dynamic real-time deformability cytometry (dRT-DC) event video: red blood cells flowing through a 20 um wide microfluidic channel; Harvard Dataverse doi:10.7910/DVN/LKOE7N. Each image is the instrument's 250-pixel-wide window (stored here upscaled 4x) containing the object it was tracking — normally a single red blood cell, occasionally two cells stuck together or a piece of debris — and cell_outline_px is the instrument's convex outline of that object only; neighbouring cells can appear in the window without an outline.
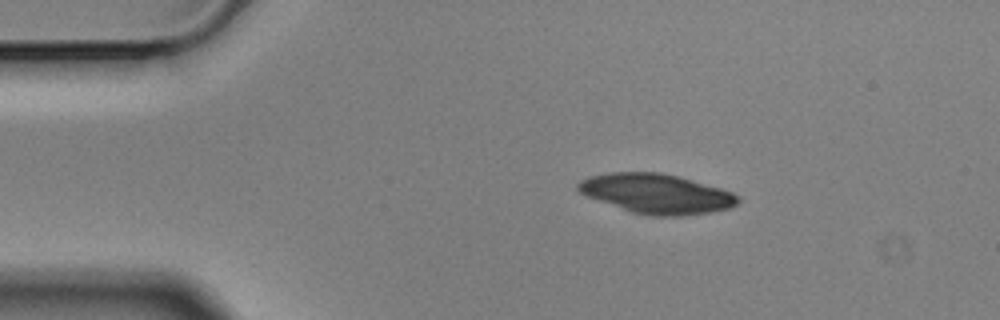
{"species": "Egyptian fruit bat (a non-hibernating species)", "species_latin": "Rousettus aegyptiacus", "temperature_condition": "cold", "stored_images_in_passage": 7, "camera_frame_rate_fps": 3000, "um_per_image_px": 0.085, "animal": {"sex": "male"}, "frame": {"image": 1, "passage_image": 2, "time_ms": 0.333, "image_size_px": [1000, 320], "cell_outline_px": [[740, 200], [736, 204], [728, 208], [712, 212], [684, 216], [652, 216], [632, 212], [588, 196], [580, 192], [576, 188], [576, 184], [580, 180], [588, 176], [612, 172], [660, 172], [676, 176], [720, 188], [732, 192], [740, 196]], "centroid_in_image_um": [55.8, 16.46], "position_along_channel_um": 29.2, "area_um2": 36.7}}